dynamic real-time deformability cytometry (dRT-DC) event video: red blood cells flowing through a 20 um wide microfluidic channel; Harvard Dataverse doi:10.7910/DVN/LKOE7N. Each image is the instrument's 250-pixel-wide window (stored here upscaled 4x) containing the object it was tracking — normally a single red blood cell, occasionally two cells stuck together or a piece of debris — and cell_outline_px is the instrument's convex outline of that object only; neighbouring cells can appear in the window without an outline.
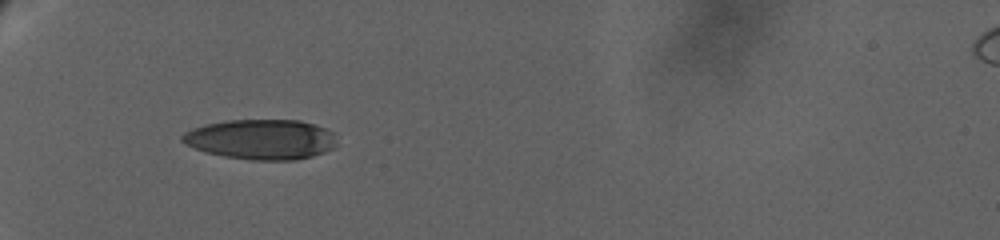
{"species": "human", "species_latin": "Homo sapiens", "temperature_condition": "warm", "stored_images_in_passage": 34, "camera_frame_rate_fps": 3000, "um_per_image_px": 0.085, "donor": {"sex": "female"}, "frame": {"image": 1, "passage_image": 1, "time_ms": 0.0, "image_size_px": [1000, 240], "cell_outline_px": [[336, 144], [332, 148], [324, 152], [312, 156], [296, 160], [252, 160], [224, 156], [204, 152], [184, 144], [180, 140], [180, 136], [184, 132], [192, 128], [204, 124], [224, 120], [300, 120], [336, 132]], "centroid_in_image_um": [22.17, 11.84], "position_along_channel_um": 62.8, "area_um2": 36.47}}
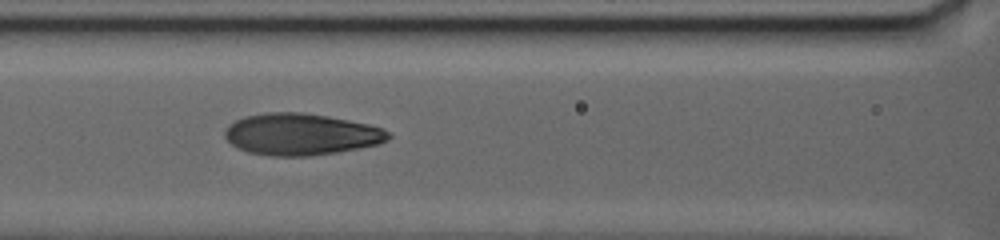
{"frame": {"image": 2, "passage_image": 23, "time_ms": 3.667, "image_size_px": [1000, 240], "cell_outline_px": [[392, 136], [388, 140], [380, 144], [360, 148], [336, 152], [308, 156], [272, 156], [248, 152], [232, 144], [224, 136], [224, 128], [228, 124], [244, 116], [264, 112], [304, 112], [328, 116], [368, 124], [384, 128], [392, 132]], "centroid_in_image_um": [25.61, 11.4], "position_along_channel_um": 141.0, "area_um2": 40.06}}
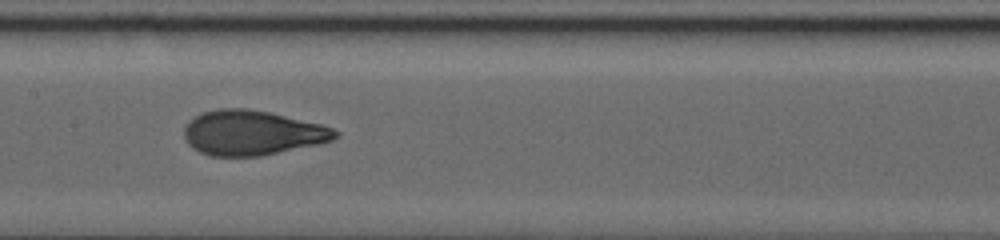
{"frame": {"image": 3, "passage_image": 33, "time_ms": 5.333, "image_size_px": [1000, 240], "cell_outline_px": [[340, 136], [332, 140], [320, 144], [260, 156], [212, 156], [200, 152], [192, 148], [188, 144], [184, 136], [184, 128], [200, 112], [220, 108], [248, 108], [272, 112], [320, 124], [332, 128], [340, 132]], "centroid_in_image_um": [21.46, 11.28], "position_along_channel_um": 185.9, "area_um2": 39.65}}